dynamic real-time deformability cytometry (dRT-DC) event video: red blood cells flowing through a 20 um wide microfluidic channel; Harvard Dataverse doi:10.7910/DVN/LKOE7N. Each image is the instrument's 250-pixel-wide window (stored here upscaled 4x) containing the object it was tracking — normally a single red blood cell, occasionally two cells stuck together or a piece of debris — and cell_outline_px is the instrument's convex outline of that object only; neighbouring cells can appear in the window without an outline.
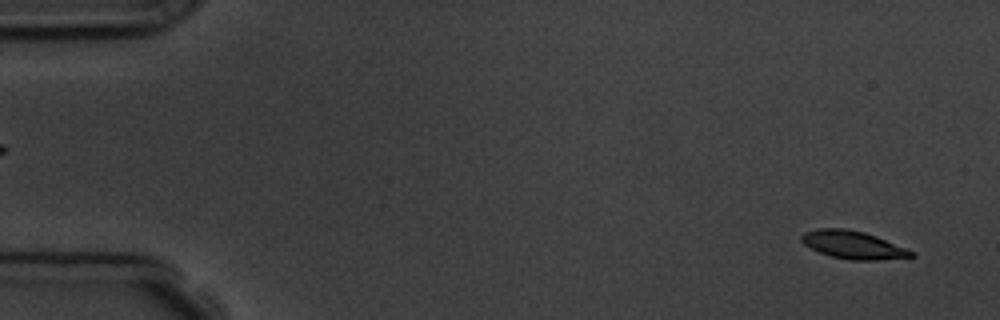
{"species": "common noctule bat (a hibernating species)", "species_latin": "Nyctalus noctula", "temperature_condition": "room temperature", "stored_images_in_passage": 5, "camera_frame_rate_fps": 3000, "um_per_image_px": 0.085, "animal": {"sex": "male", "body_mass_g": 19.5, "forearm_length_mm": 54.6}, "frame": {"image": 1, "passage_image": 1, "time_ms": 0.0, "image_size_px": [1000, 320], "cell_outline_px": [[916, 256], [876, 260], [852, 260], [832, 256], [820, 252], [804, 244], [800, 240], [800, 236], [804, 232], [820, 228], [844, 228], [864, 232], [876, 236], [916, 252]], "centroid_in_image_um": [72.52, 20.81], "position_along_channel_um": 12.5, "area_um2": 17.69}}
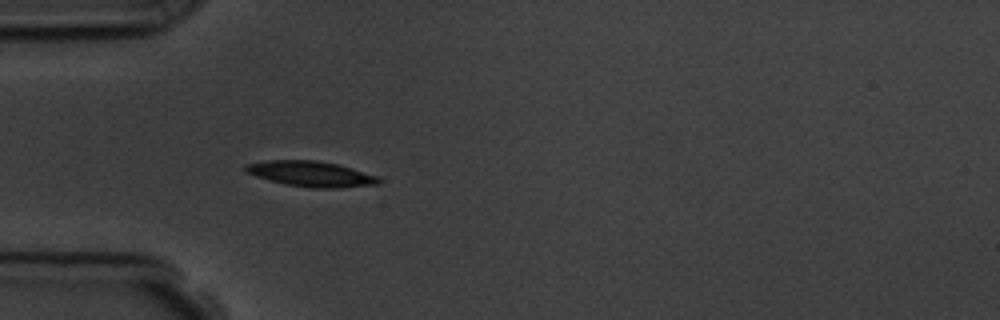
{"frame": {"image": 2, "passage_image": 5, "time_ms": 4.667, "image_size_px": [1000, 320], "cell_outline_px": [[380, 180], [376, 184], [340, 188], [308, 188], [284, 184], [256, 176], [244, 172], [244, 164], [268, 160], [316, 160], [336, 164], [376, 176]], "centroid_in_image_um": [26.34, 14.78], "position_along_channel_um": 58.7, "area_um2": 19.59}}